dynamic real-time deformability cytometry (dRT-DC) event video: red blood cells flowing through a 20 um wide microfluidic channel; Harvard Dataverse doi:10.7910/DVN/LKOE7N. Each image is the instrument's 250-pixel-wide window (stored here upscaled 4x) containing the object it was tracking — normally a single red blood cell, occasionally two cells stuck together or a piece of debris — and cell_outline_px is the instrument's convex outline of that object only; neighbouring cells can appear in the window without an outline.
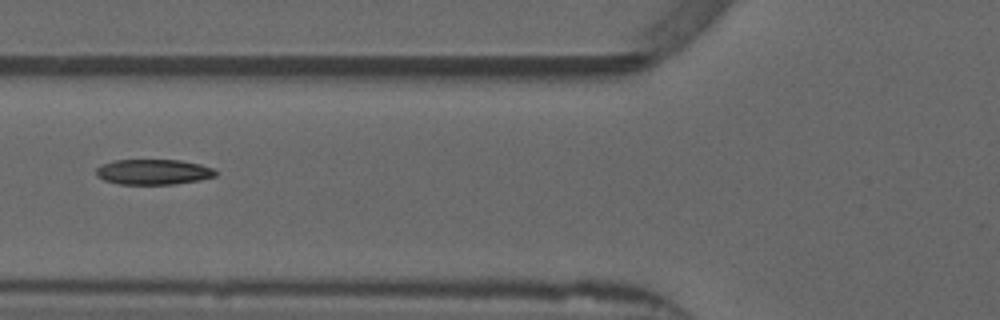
{"species": "common noctule bat (a hibernating species)", "species_latin": "Nyctalus noctula", "temperature_condition": "warm", "stored_images_in_passage": 40, "camera_frame_rate_fps": 3000, "um_per_image_px": 0.085, "animal": {"sex": "male", "forearm_length_mm": 52.5}, "frame": {"image": 1, "passage_image": 7, "time_ms": 2.0, "image_size_px": [1000, 320], "cell_outline_px": [[216, 176], [200, 180], [176, 184], [116, 184], [104, 180], [96, 176], [96, 168], [100, 164], [112, 160], [180, 160], [200, 164], [212, 168], [216, 172]], "centroid_in_image_um": [12.99, 14.61], "position_along_channel_um": 112.8, "area_um2": 17.8}, "authors_computed_cell_mechanics": {"area_um2": 17.9758, "velocity_mm_per_s": 3.8713, "shape_relaxation_time_tau1_ms": null, "shape_relaxation_time_tau2_ms": 2.7413, "deformation_change_tau1": null, "deformation_change_tau2": 0.0947}}